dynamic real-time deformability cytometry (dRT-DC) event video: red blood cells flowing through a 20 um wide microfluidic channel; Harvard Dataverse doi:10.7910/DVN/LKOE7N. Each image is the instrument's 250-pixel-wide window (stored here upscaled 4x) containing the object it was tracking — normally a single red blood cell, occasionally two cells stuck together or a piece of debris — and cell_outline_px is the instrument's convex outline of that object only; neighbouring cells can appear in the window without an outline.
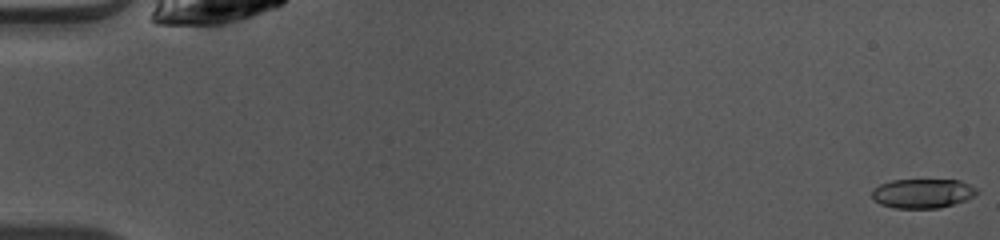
{"species": "common noctule bat (a hibernating species)", "species_latin": "Nyctalus noctula", "temperature_condition": "warm", "stored_images_in_passage": 49, "camera_frame_rate_fps": 3000, "um_per_image_px": 0.085, "animal": {"sex": "female", "body_mass_g": 10.0, "forearm_length_mm": 53.1}, "frame": {"image": 1, "passage_image": 1, "time_ms": 0.0, "image_size_px": [1000, 240], "cell_outline_px": [[980, 192], [968, 200], [940, 208], [896, 208], [880, 204], [872, 200], [872, 188], [880, 184], [892, 180], [960, 180], [976, 188]], "centroid_in_image_um": [78.42, 16.44], "position_along_channel_um": 6.6, "area_um2": 18.15}}
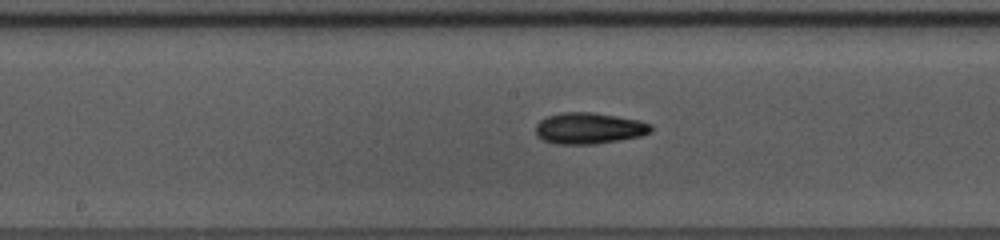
{"frame": {"image": 2, "passage_image": 26, "time_ms": 8.333, "image_size_px": [1000, 240], "cell_outline_px": [[652, 132], [640, 136], [620, 140], [596, 144], [556, 144], [544, 140], [536, 136], [536, 124], [544, 116], [564, 112], [592, 112], [640, 120], [652, 124]], "centroid_in_image_um": [50.06, 10.9], "position_along_channel_um": 198.1, "area_um2": 21.21}}
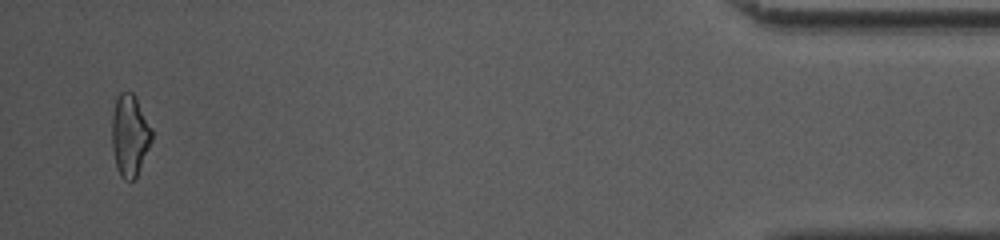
{"frame": {"image": 3, "passage_image": 48, "time_ms": 15.667, "image_size_px": [1000, 240], "cell_outline_px": [[152, 140], [136, 176], [132, 180], [124, 180], [120, 176], [116, 168], [112, 148], [112, 116], [116, 100], [120, 92], [132, 92], [136, 96], [152, 128]], "centroid_in_image_um": [11.03, 11.49], "position_along_channel_um": 424.2, "area_um2": 18.96}, "authors_computed_cell_mechanics": {"area_um2": 19.1318, "velocity_mm_per_s": 4.1022, "shape_relaxation_time_tau1_ms": 2.6705, "shape_relaxation_time_tau2_ms": 4.5531, "deformation_change_tau1": 0.1285, "deformation_change_tau2": 0.1361}}